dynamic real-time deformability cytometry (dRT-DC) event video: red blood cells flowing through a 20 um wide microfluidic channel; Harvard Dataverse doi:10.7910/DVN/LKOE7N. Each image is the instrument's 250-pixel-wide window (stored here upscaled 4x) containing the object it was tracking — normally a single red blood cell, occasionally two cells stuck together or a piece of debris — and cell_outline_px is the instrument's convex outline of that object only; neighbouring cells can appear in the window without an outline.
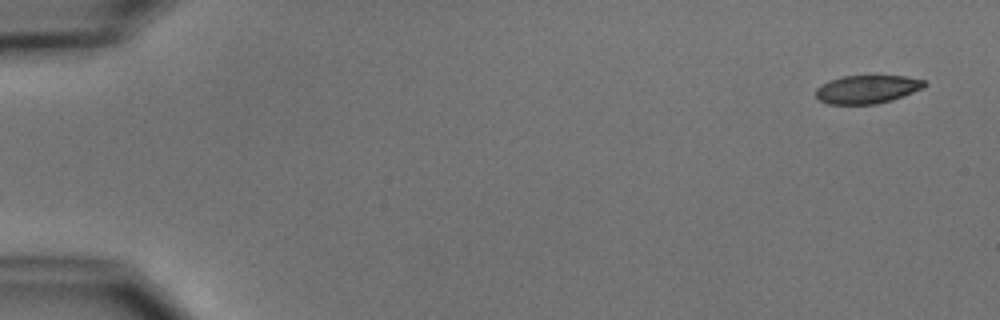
{"species": "common noctule bat (a hibernating species)", "species_latin": "Nyctalus noctula", "temperature_condition": "cold", "stored_images_in_passage": 52, "camera_frame_rate_fps": 3000, "um_per_image_px": 0.085, "animal": {"sex": "male", "body_mass_g": 15.6}, "frame": {"image": 1, "passage_image": 1, "time_ms": 0.0, "image_size_px": [1000, 320], "cell_outline_px": [[928, 84], [924, 88], [904, 96], [892, 100], [876, 104], [828, 104], [820, 100], [816, 96], [816, 88], [820, 84], [828, 80], [844, 76], [904, 76], [924, 80]], "centroid_in_image_um": [73.71, 7.59], "position_along_channel_um": 11.3, "area_um2": 18.03}}
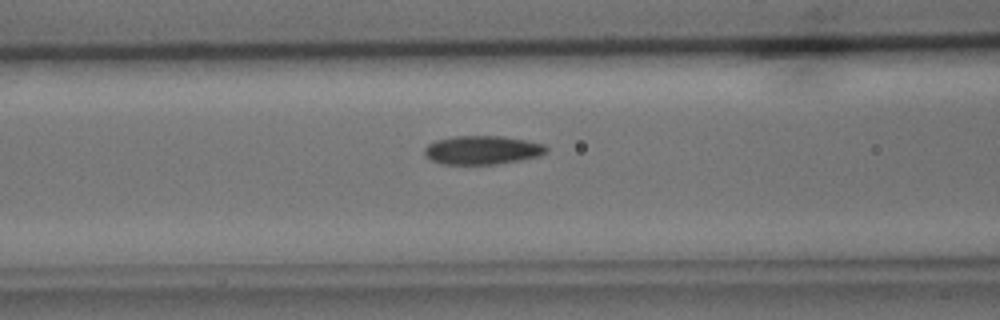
{"frame": {"image": 2, "passage_image": 21, "time_ms": 6.667, "image_size_px": [1000, 320], "cell_outline_px": [[548, 152], [540, 156], [520, 160], [496, 164], [440, 164], [424, 156], [424, 148], [428, 144], [436, 140], [452, 136], [504, 136], [544, 144], [548, 148]], "centroid_in_image_um": [40.99, 12.75], "position_along_channel_um": 125.6, "area_um2": 20.52}}
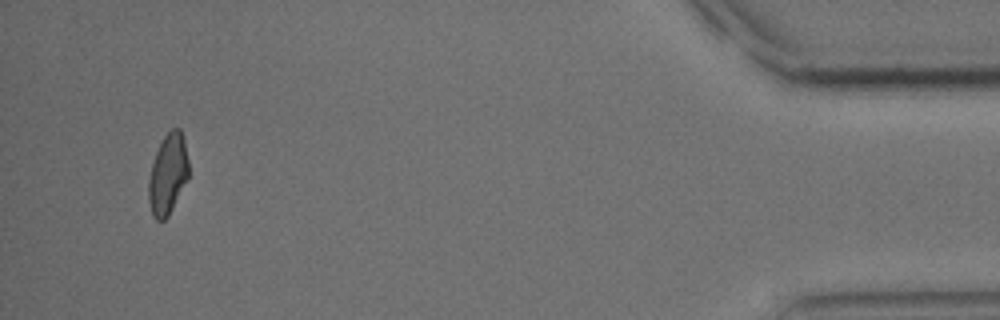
{"frame": {"image": 3, "passage_image": 50, "time_ms": 16.333, "image_size_px": [1000, 320], "cell_outline_px": [[188, 176], [168, 216], [164, 220], [156, 220], [152, 216], [148, 200], [148, 180], [152, 164], [156, 152], [164, 136], [172, 128], [180, 128], [184, 140], [188, 160]], "centroid_in_image_um": [14.25, 14.81], "position_along_channel_um": 421.0, "area_um2": 18.55}, "authors_computed_cell_mechanics": {"area_um2": 19.8543, "velocity_mm_per_s": 3.7657, "shape_relaxation_time_tau1_ms": 4.0862, "shape_relaxation_time_tau2_ms": 3.8499, "deformation_change_tau1": 0.1207, "deformation_change_tau2": 0.0822}}